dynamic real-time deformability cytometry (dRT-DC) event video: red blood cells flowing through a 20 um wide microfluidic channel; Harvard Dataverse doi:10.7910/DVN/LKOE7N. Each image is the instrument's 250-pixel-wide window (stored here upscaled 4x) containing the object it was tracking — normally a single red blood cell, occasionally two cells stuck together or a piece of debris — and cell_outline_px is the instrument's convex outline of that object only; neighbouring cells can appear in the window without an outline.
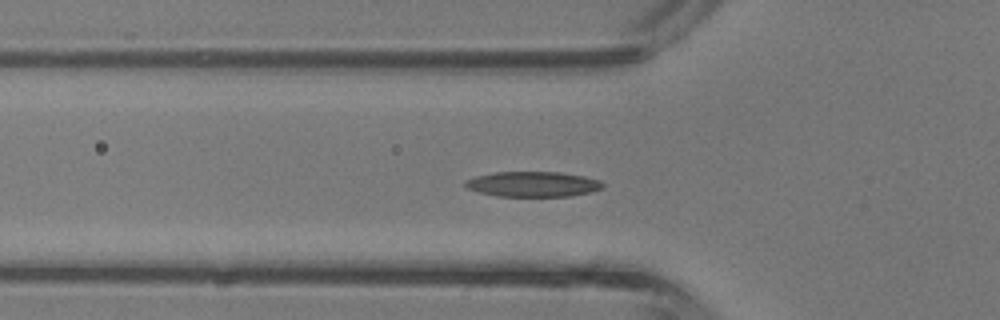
{"species": "common noctule bat (a hibernating species)", "species_latin": "Nyctalus noctula", "temperature_condition": "room temperature", "stored_images_in_passage": 33, "camera_frame_rate_fps": 3000, "um_per_image_px": 0.085, "animal": {"sex": "male", "body_mass_g": 13.3}, "frame": {"image": 1, "passage_image": 4, "time_ms": 1.0, "image_size_px": [1000, 320], "cell_outline_px": [[604, 188], [592, 192], [572, 196], [496, 196], [480, 192], [468, 188], [464, 184], [464, 180], [476, 176], [496, 172], [560, 172], [584, 176], [600, 180], [604, 184]], "centroid_in_image_um": [45.34, 15.65], "position_along_channel_um": 80.5, "area_um2": 20.29}}
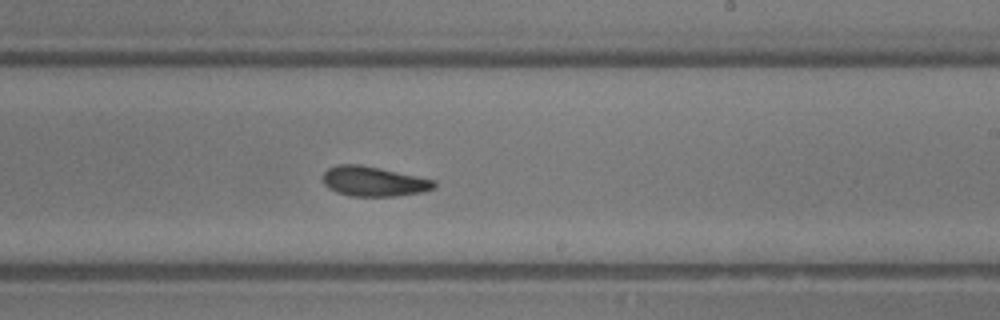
{"frame": {"image": 2, "passage_image": 15, "time_ms": 4.667, "image_size_px": [1000, 320], "cell_outline_px": [[436, 188], [424, 192], [396, 196], [352, 196], [336, 192], [328, 188], [324, 184], [324, 172], [328, 168], [336, 164], [360, 164], [380, 168], [436, 180]], "centroid_in_image_um": [31.79, 15.42], "position_along_channel_um": 257.2, "area_um2": 19.48}}
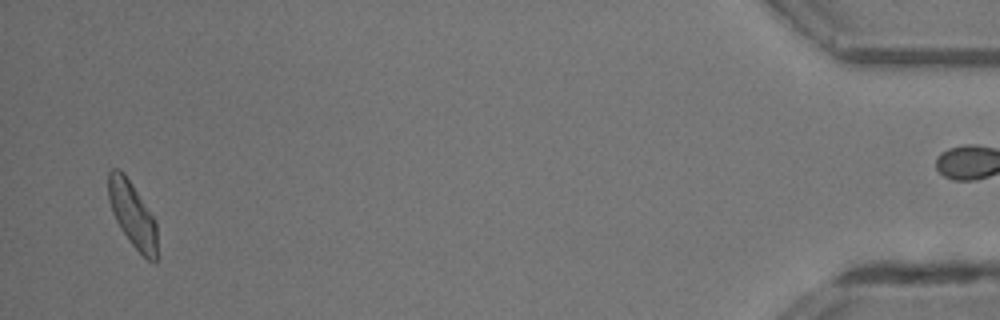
{"frame": {"image": 3, "passage_image": 31, "time_ms": 10.0, "image_size_px": [1000, 320], "cell_outline_px": [[156, 264], [148, 260], [132, 244], [120, 228], [112, 212], [108, 200], [108, 172], [112, 168], [116, 168], [124, 172], [156, 220]], "centroid_in_image_um": [11.24, 18.2], "position_along_channel_um": 424.0, "area_um2": 18.5}, "authors_computed_cell_mechanics": {"area_um2": 19.4786, "velocity_mm_per_s": 4.7984, "shape_relaxation_time_tau1_ms": 2.5231, "shape_relaxation_time_tau2_ms": 4.2388, "deformation_change_tau1": 0.125, "deformation_change_tau2": 0.1313}}